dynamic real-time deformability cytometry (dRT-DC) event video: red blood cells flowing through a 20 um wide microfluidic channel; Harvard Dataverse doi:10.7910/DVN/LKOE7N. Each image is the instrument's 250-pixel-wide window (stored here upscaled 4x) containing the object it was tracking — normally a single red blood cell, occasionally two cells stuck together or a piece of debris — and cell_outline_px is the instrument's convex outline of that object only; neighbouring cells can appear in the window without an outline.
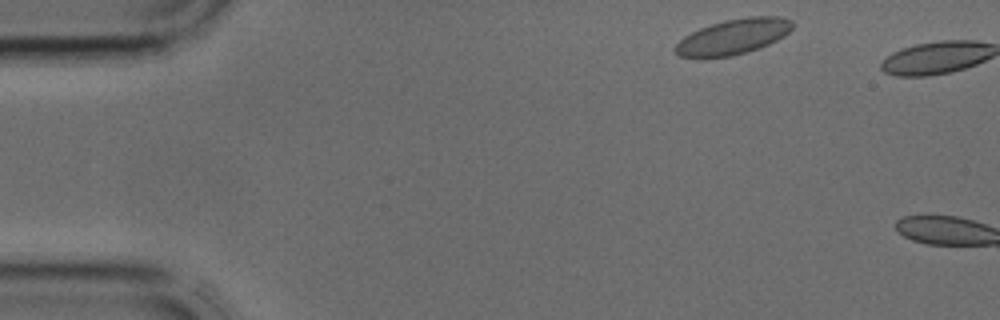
{"species": "common noctule bat (a hibernating species)", "species_latin": "Nyctalus noctula", "temperature_condition": "cold", "stored_images_in_passage": 2, "camera_frame_rate_fps": 3000, "um_per_image_px": 0.085, "animal": {"sex": "male", "body_mass_g": 17.9, "forearm_length_mm": 54.2}, "frame": {"image": 1, "passage_image": 1, "time_ms": 0.0, "image_size_px": [1000, 320], "cell_outline_px": [[792, 28], [784, 36], [768, 44], [732, 56], [700, 60], [680, 56], [676, 52], [676, 44], [684, 36], [700, 28], [724, 20], [748, 16], [780, 16], [792, 20]], "centroid_in_image_um": [62.29, 3.14], "position_along_channel_um": 22.7, "area_um2": 24.28}}